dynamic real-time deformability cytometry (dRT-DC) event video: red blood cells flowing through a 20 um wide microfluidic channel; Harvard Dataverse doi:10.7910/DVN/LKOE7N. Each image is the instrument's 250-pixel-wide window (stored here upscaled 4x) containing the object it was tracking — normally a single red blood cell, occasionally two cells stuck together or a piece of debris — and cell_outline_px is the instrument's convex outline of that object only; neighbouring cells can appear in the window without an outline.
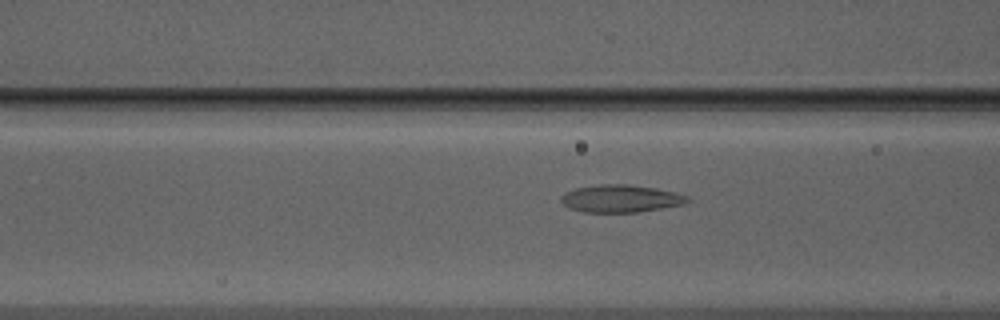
{"species": "Egyptian fruit bat (a non-hibernating species)", "species_latin": "Rousettus aegyptiacus", "temperature_condition": "warm", "stored_images_in_passage": 26, "camera_frame_rate_fps": 3000, "um_per_image_px": 0.085, "animal": {"sex": "male"}, "frame": {"image": 1, "passage_image": 5, "time_ms": 1.333, "image_size_px": [1000, 320], "cell_outline_px": [[692, 200], [684, 204], [636, 212], [584, 212], [568, 208], [560, 200], [560, 196], [564, 192], [576, 188], [600, 184], [628, 184], [656, 188], [676, 192], [688, 196]], "centroid_in_image_um": [52.75, 16.87], "position_along_channel_um": 113.8, "area_um2": 20.35}}
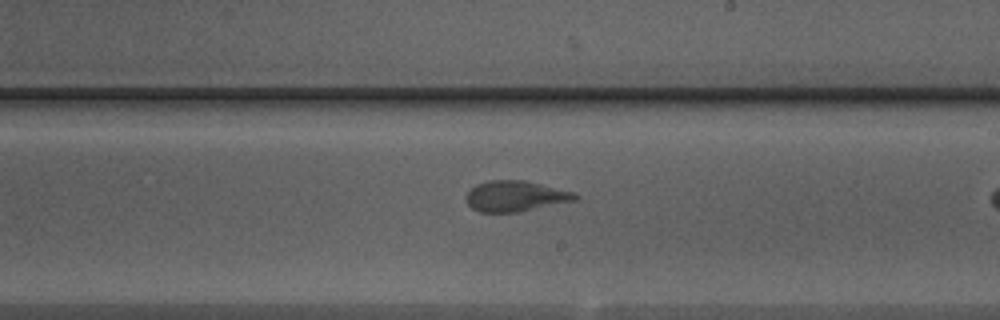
{"frame": {"image": 2, "passage_image": 15, "time_ms": 4.667, "image_size_px": [1000, 320], "cell_outline_px": [[580, 196], [576, 200], [516, 212], [480, 212], [472, 208], [468, 204], [468, 192], [476, 184], [488, 180], [524, 180], [576, 192]], "centroid_in_image_um": [43.84, 16.66], "position_along_channel_um": 245.2, "area_um2": 19.31}}
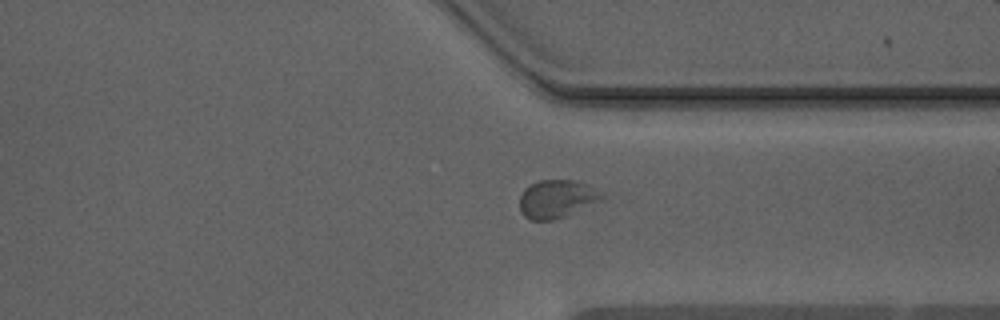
{"frame": {"image": 3, "passage_image": 24, "time_ms": 7.667, "image_size_px": [1000, 320], "cell_outline_px": [[608, 196], [604, 200], [564, 216], [552, 220], [528, 220], [520, 212], [520, 196], [524, 188], [540, 180], [572, 180], [588, 184]], "centroid_in_image_um": [47.35, 16.91], "position_along_channel_um": 364.0, "area_um2": 18.44}}